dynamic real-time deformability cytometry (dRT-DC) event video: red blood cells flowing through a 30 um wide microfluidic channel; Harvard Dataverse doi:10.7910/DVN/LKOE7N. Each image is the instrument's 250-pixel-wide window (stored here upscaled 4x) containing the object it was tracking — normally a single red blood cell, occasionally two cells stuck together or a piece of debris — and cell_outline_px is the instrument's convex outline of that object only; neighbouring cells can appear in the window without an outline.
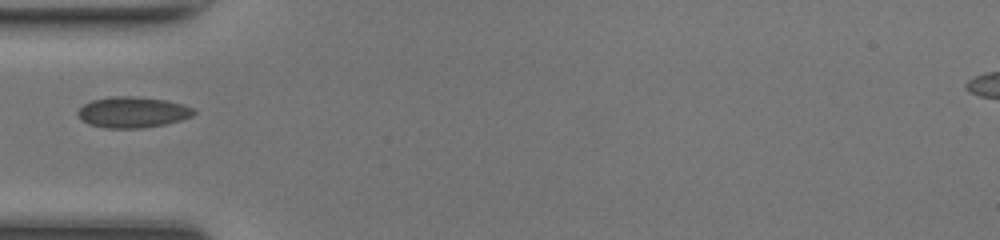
{"species": "common noctule bat (a hibernating species)", "species_latin": "Nyctalus noctula", "temperature_condition": "room temperature", "stored_images_in_passage": 33, "camera_frame_rate_fps": 3000, "um_per_image_px": 0.085, "animal": {"sex": "female", "body_mass_g": 17.0, "forearm_length_mm": 48.0}, "frame": {"image": 1, "passage_image": 1, "time_ms": 0.0, "image_size_px": [1000, 240], "cell_outline_px": [[196, 112], [192, 116], [180, 120], [164, 124], [144, 128], [108, 128], [88, 124], [76, 112], [84, 104], [92, 100], [112, 96], [132, 96], [168, 100], [184, 104], [192, 108]], "centroid_in_image_um": [11.29, 9.53], "position_along_channel_um": 73.7, "area_um2": 20.81}}
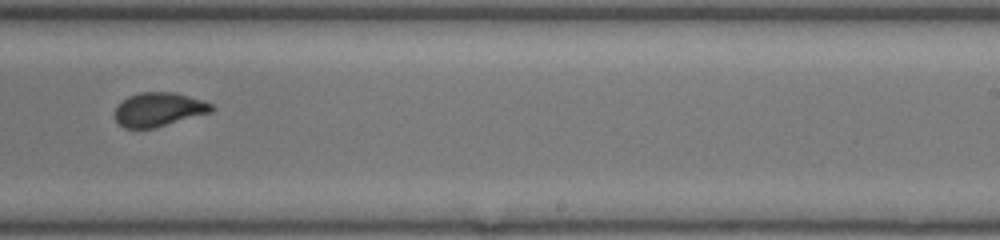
{"frame": {"image": 2, "passage_image": 15, "time_ms": 4.667, "image_size_px": [1000, 240], "cell_outline_px": [[216, 108], [212, 112], [156, 128], [124, 128], [116, 120], [116, 104], [128, 96], [140, 92], [176, 92], [212, 104]], "centroid_in_image_um": [13.5, 9.3], "position_along_channel_um": 275.5, "area_um2": 19.19}}
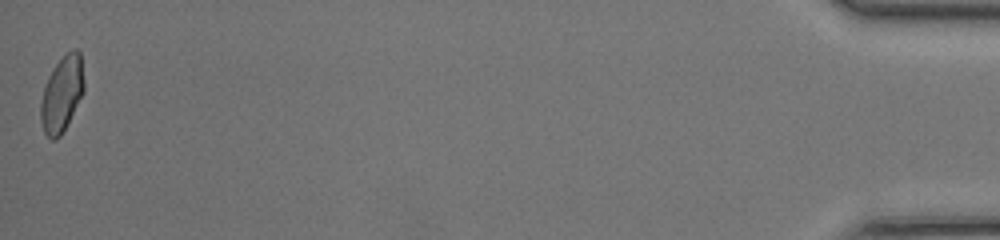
{"frame": {"image": 3, "passage_image": 33, "time_ms": 10.667, "image_size_px": [1000, 240], "cell_outline_px": [[84, 92], [60, 136], [56, 140], [52, 140], [44, 132], [40, 120], [40, 104], [44, 84], [48, 76], [56, 64], [72, 48], [76, 48], [80, 52], [84, 80]], "centroid_in_image_um": [5.25, 7.98], "position_along_channel_um": 430.0, "area_um2": 19.02}}